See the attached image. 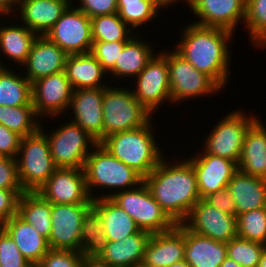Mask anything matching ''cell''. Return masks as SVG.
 <instances>
[{
  "label": "cell",
  "instance_id": "10",
  "mask_svg": "<svg viewBox=\"0 0 266 267\" xmlns=\"http://www.w3.org/2000/svg\"><path fill=\"white\" fill-rule=\"evenodd\" d=\"M166 52L172 104L222 90L211 77L198 71L175 50Z\"/></svg>",
  "mask_w": 266,
  "mask_h": 267
},
{
  "label": "cell",
  "instance_id": "39",
  "mask_svg": "<svg viewBox=\"0 0 266 267\" xmlns=\"http://www.w3.org/2000/svg\"><path fill=\"white\" fill-rule=\"evenodd\" d=\"M237 236L266 245V207L237 215Z\"/></svg>",
  "mask_w": 266,
  "mask_h": 267
},
{
  "label": "cell",
  "instance_id": "30",
  "mask_svg": "<svg viewBox=\"0 0 266 267\" xmlns=\"http://www.w3.org/2000/svg\"><path fill=\"white\" fill-rule=\"evenodd\" d=\"M153 47L142 41L140 37L133 36L127 41L124 48L120 52L114 69L109 73L114 77L126 78L137 76L147 65V63L153 58ZM114 76V77H113Z\"/></svg>",
  "mask_w": 266,
  "mask_h": 267
},
{
  "label": "cell",
  "instance_id": "5",
  "mask_svg": "<svg viewBox=\"0 0 266 267\" xmlns=\"http://www.w3.org/2000/svg\"><path fill=\"white\" fill-rule=\"evenodd\" d=\"M16 161L23 191L38 192L56 169L42 125L35 133L21 138Z\"/></svg>",
  "mask_w": 266,
  "mask_h": 267
},
{
  "label": "cell",
  "instance_id": "8",
  "mask_svg": "<svg viewBox=\"0 0 266 267\" xmlns=\"http://www.w3.org/2000/svg\"><path fill=\"white\" fill-rule=\"evenodd\" d=\"M66 122L53 133L46 134L53 163L56 168L83 169L91 153L89 147L95 146L97 141L75 122Z\"/></svg>",
  "mask_w": 266,
  "mask_h": 267
},
{
  "label": "cell",
  "instance_id": "22",
  "mask_svg": "<svg viewBox=\"0 0 266 267\" xmlns=\"http://www.w3.org/2000/svg\"><path fill=\"white\" fill-rule=\"evenodd\" d=\"M71 0H19L22 24L38 36L45 34L71 4Z\"/></svg>",
  "mask_w": 266,
  "mask_h": 267
},
{
  "label": "cell",
  "instance_id": "44",
  "mask_svg": "<svg viewBox=\"0 0 266 267\" xmlns=\"http://www.w3.org/2000/svg\"><path fill=\"white\" fill-rule=\"evenodd\" d=\"M0 189L23 190L18 178L16 159L0 157Z\"/></svg>",
  "mask_w": 266,
  "mask_h": 267
},
{
  "label": "cell",
  "instance_id": "51",
  "mask_svg": "<svg viewBox=\"0 0 266 267\" xmlns=\"http://www.w3.org/2000/svg\"><path fill=\"white\" fill-rule=\"evenodd\" d=\"M159 9L163 7H167L169 5L174 4L177 0H151ZM179 1V0H178ZM187 5L189 4V0H184Z\"/></svg>",
  "mask_w": 266,
  "mask_h": 267
},
{
  "label": "cell",
  "instance_id": "50",
  "mask_svg": "<svg viewBox=\"0 0 266 267\" xmlns=\"http://www.w3.org/2000/svg\"><path fill=\"white\" fill-rule=\"evenodd\" d=\"M18 3L19 0H0V11L6 16H8V14L10 16L14 8L16 6L18 7Z\"/></svg>",
  "mask_w": 266,
  "mask_h": 267
},
{
  "label": "cell",
  "instance_id": "41",
  "mask_svg": "<svg viewBox=\"0 0 266 267\" xmlns=\"http://www.w3.org/2000/svg\"><path fill=\"white\" fill-rule=\"evenodd\" d=\"M126 43L127 41H93L90 53L99 61L106 74H109Z\"/></svg>",
  "mask_w": 266,
  "mask_h": 267
},
{
  "label": "cell",
  "instance_id": "33",
  "mask_svg": "<svg viewBox=\"0 0 266 267\" xmlns=\"http://www.w3.org/2000/svg\"><path fill=\"white\" fill-rule=\"evenodd\" d=\"M0 62V106L33 105L31 82Z\"/></svg>",
  "mask_w": 266,
  "mask_h": 267
},
{
  "label": "cell",
  "instance_id": "54",
  "mask_svg": "<svg viewBox=\"0 0 266 267\" xmlns=\"http://www.w3.org/2000/svg\"><path fill=\"white\" fill-rule=\"evenodd\" d=\"M168 267H190L185 260L176 262Z\"/></svg>",
  "mask_w": 266,
  "mask_h": 267
},
{
  "label": "cell",
  "instance_id": "31",
  "mask_svg": "<svg viewBox=\"0 0 266 267\" xmlns=\"http://www.w3.org/2000/svg\"><path fill=\"white\" fill-rule=\"evenodd\" d=\"M17 214L42 237L49 240L52 228L51 203L37 192H24L18 201Z\"/></svg>",
  "mask_w": 266,
  "mask_h": 267
},
{
  "label": "cell",
  "instance_id": "35",
  "mask_svg": "<svg viewBox=\"0 0 266 267\" xmlns=\"http://www.w3.org/2000/svg\"><path fill=\"white\" fill-rule=\"evenodd\" d=\"M33 105L0 106V124L21 137L35 133L40 128Z\"/></svg>",
  "mask_w": 266,
  "mask_h": 267
},
{
  "label": "cell",
  "instance_id": "27",
  "mask_svg": "<svg viewBox=\"0 0 266 267\" xmlns=\"http://www.w3.org/2000/svg\"><path fill=\"white\" fill-rule=\"evenodd\" d=\"M227 187L236 205V216L266 207V179L245 174L238 169Z\"/></svg>",
  "mask_w": 266,
  "mask_h": 267
},
{
  "label": "cell",
  "instance_id": "2",
  "mask_svg": "<svg viewBox=\"0 0 266 267\" xmlns=\"http://www.w3.org/2000/svg\"><path fill=\"white\" fill-rule=\"evenodd\" d=\"M175 51L198 71L211 77L222 89L229 80L231 62L228 44L234 33L218 27L191 24L185 27ZM229 41V43H227Z\"/></svg>",
  "mask_w": 266,
  "mask_h": 267
},
{
  "label": "cell",
  "instance_id": "26",
  "mask_svg": "<svg viewBox=\"0 0 266 267\" xmlns=\"http://www.w3.org/2000/svg\"><path fill=\"white\" fill-rule=\"evenodd\" d=\"M1 227L12 237L17 248L31 264H38L50 250L48 240L18 214L4 222Z\"/></svg>",
  "mask_w": 266,
  "mask_h": 267
},
{
  "label": "cell",
  "instance_id": "14",
  "mask_svg": "<svg viewBox=\"0 0 266 267\" xmlns=\"http://www.w3.org/2000/svg\"><path fill=\"white\" fill-rule=\"evenodd\" d=\"M37 193L51 204H93L83 169L56 168Z\"/></svg>",
  "mask_w": 266,
  "mask_h": 267
},
{
  "label": "cell",
  "instance_id": "13",
  "mask_svg": "<svg viewBox=\"0 0 266 267\" xmlns=\"http://www.w3.org/2000/svg\"><path fill=\"white\" fill-rule=\"evenodd\" d=\"M72 93L73 88L65 71L39 78L31 83L32 104L38 118H56L68 112Z\"/></svg>",
  "mask_w": 266,
  "mask_h": 267
},
{
  "label": "cell",
  "instance_id": "42",
  "mask_svg": "<svg viewBox=\"0 0 266 267\" xmlns=\"http://www.w3.org/2000/svg\"><path fill=\"white\" fill-rule=\"evenodd\" d=\"M31 263L22 255L14 240L0 226V267H29Z\"/></svg>",
  "mask_w": 266,
  "mask_h": 267
},
{
  "label": "cell",
  "instance_id": "36",
  "mask_svg": "<svg viewBox=\"0 0 266 267\" xmlns=\"http://www.w3.org/2000/svg\"><path fill=\"white\" fill-rule=\"evenodd\" d=\"M93 41H128L132 29L119 17L118 13L90 18ZM131 33V35H129Z\"/></svg>",
  "mask_w": 266,
  "mask_h": 267
},
{
  "label": "cell",
  "instance_id": "20",
  "mask_svg": "<svg viewBox=\"0 0 266 267\" xmlns=\"http://www.w3.org/2000/svg\"><path fill=\"white\" fill-rule=\"evenodd\" d=\"M185 225L176 224L171 230L151 234L143 263L149 267H168L184 260Z\"/></svg>",
  "mask_w": 266,
  "mask_h": 267
},
{
  "label": "cell",
  "instance_id": "11",
  "mask_svg": "<svg viewBox=\"0 0 266 267\" xmlns=\"http://www.w3.org/2000/svg\"><path fill=\"white\" fill-rule=\"evenodd\" d=\"M45 36L68 55L89 53L92 48L90 18L72 4L68 6Z\"/></svg>",
  "mask_w": 266,
  "mask_h": 267
},
{
  "label": "cell",
  "instance_id": "47",
  "mask_svg": "<svg viewBox=\"0 0 266 267\" xmlns=\"http://www.w3.org/2000/svg\"><path fill=\"white\" fill-rule=\"evenodd\" d=\"M21 136L0 124V157L17 158Z\"/></svg>",
  "mask_w": 266,
  "mask_h": 267
},
{
  "label": "cell",
  "instance_id": "55",
  "mask_svg": "<svg viewBox=\"0 0 266 267\" xmlns=\"http://www.w3.org/2000/svg\"><path fill=\"white\" fill-rule=\"evenodd\" d=\"M134 267H149V266L145 265V264L142 262V263H138V264H136Z\"/></svg>",
  "mask_w": 266,
  "mask_h": 267
},
{
  "label": "cell",
  "instance_id": "34",
  "mask_svg": "<svg viewBox=\"0 0 266 267\" xmlns=\"http://www.w3.org/2000/svg\"><path fill=\"white\" fill-rule=\"evenodd\" d=\"M107 239L104 234L102 219L98 211L91 206L83 215L80 231V252L84 257H99Z\"/></svg>",
  "mask_w": 266,
  "mask_h": 267
},
{
  "label": "cell",
  "instance_id": "3",
  "mask_svg": "<svg viewBox=\"0 0 266 267\" xmlns=\"http://www.w3.org/2000/svg\"><path fill=\"white\" fill-rule=\"evenodd\" d=\"M151 120L143 127L113 133L100 144L145 179L164 157L155 140Z\"/></svg>",
  "mask_w": 266,
  "mask_h": 267
},
{
  "label": "cell",
  "instance_id": "38",
  "mask_svg": "<svg viewBox=\"0 0 266 267\" xmlns=\"http://www.w3.org/2000/svg\"><path fill=\"white\" fill-rule=\"evenodd\" d=\"M244 27L255 47H266V0H246Z\"/></svg>",
  "mask_w": 266,
  "mask_h": 267
},
{
  "label": "cell",
  "instance_id": "28",
  "mask_svg": "<svg viewBox=\"0 0 266 267\" xmlns=\"http://www.w3.org/2000/svg\"><path fill=\"white\" fill-rule=\"evenodd\" d=\"M64 71L73 90L107 86L101 83L106 71L90 52L68 55Z\"/></svg>",
  "mask_w": 266,
  "mask_h": 267
},
{
  "label": "cell",
  "instance_id": "24",
  "mask_svg": "<svg viewBox=\"0 0 266 267\" xmlns=\"http://www.w3.org/2000/svg\"><path fill=\"white\" fill-rule=\"evenodd\" d=\"M150 236V233L140 230L120 241H107L98 258L111 267H134L143 262Z\"/></svg>",
  "mask_w": 266,
  "mask_h": 267
},
{
  "label": "cell",
  "instance_id": "43",
  "mask_svg": "<svg viewBox=\"0 0 266 267\" xmlns=\"http://www.w3.org/2000/svg\"><path fill=\"white\" fill-rule=\"evenodd\" d=\"M83 255L73 250L50 249L37 264L39 267H80Z\"/></svg>",
  "mask_w": 266,
  "mask_h": 267
},
{
  "label": "cell",
  "instance_id": "53",
  "mask_svg": "<svg viewBox=\"0 0 266 267\" xmlns=\"http://www.w3.org/2000/svg\"><path fill=\"white\" fill-rule=\"evenodd\" d=\"M258 267H266V247L262 251Z\"/></svg>",
  "mask_w": 266,
  "mask_h": 267
},
{
  "label": "cell",
  "instance_id": "18",
  "mask_svg": "<svg viewBox=\"0 0 266 267\" xmlns=\"http://www.w3.org/2000/svg\"><path fill=\"white\" fill-rule=\"evenodd\" d=\"M194 156L188 160L196 174L200 198L227 187L238 170L237 163L227 158L200 153Z\"/></svg>",
  "mask_w": 266,
  "mask_h": 267
},
{
  "label": "cell",
  "instance_id": "37",
  "mask_svg": "<svg viewBox=\"0 0 266 267\" xmlns=\"http://www.w3.org/2000/svg\"><path fill=\"white\" fill-rule=\"evenodd\" d=\"M119 17L133 30L159 16V8L151 0H117Z\"/></svg>",
  "mask_w": 266,
  "mask_h": 267
},
{
  "label": "cell",
  "instance_id": "25",
  "mask_svg": "<svg viewBox=\"0 0 266 267\" xmlns=\"http://www.w3.org/2000/svg\"><path fill=\"white\" fill-rule=\"evenodd\" d=\"M226 257V243L194 233L185 226L184 260L190 267H220Z\"/></svg>",
  "mask_w": 266,
  "mask_h": 267
},
{
  "label": "cell",
  "instance_id": "57",
  "mask_svg": "<svg viewBox=\"0 0 266 267\" xmlns=\"http://www.w3.org/2000/svg\"><path fill=\"white\" fill-rule=\"evenodd\" d=\"M0 14H1L2 17L5 16L1 11H0ZM1 16H0V18H2ZM0 21H1V20H0ZM0 23H1V22H0Z\"/></svg>",
  "mask_w": 266,
  "mask_h": 267
},
{
  "label": "cell",
  "instance_id": "6",
  "mask_svg": "<svg viewBox=\"0 0 266 267\" xmlns=\"http://www.w3.org/2000/svg\"><path fill=\"white\" fill-rule=\"evenodd\" d=\"M105 86L102 101L103 139L113 133L143 127L152 114L133 95V90Z\"/></svg>",
  "mask_w": 266,
  "mask_h": 267
},
{
  "label": "cell",
  "instance_id": "15",
  "mask_svg": "<svg viewBox=\"0 0 266 267\" xmlns=\"http://www.w3.org/2000/svg\"><path fill=\"white\" fill-rule=\"evenodd\" d=\"M183 224L194 233L228 243L237 236V216L229 215L200 198Z\"/></svg>",
  "mask_w": 266,
  "mask_h": 267
},
{
  "label": "cell",
  "instance_id": "52",
  "mask_svg": "<svg viewBox=\"0 0 266 267\" xmlns=\"http://www.w3.org/2000/svg\"><path fill=\"white\" fill-rule=\"evenodd\" d=\"M220 267H242L238 263H236L233 259L228 256L225 258L224 262L220 265Z\"/></svg>",
  "mask_w": 266,
  "mask_h": 267
},
{
  "label": "cell",
  "instance_id": "45",
  "mask_svg": "<svg viewBox=\"0 0 266 267\" xmlns=\"http://www.w3.org/2000/svg\"><path fill=\"white\" fill-rule=\"evenodd\" d=\"M77 7L89 18L96 16L118 13L117 0H78Z\"/></svg>",
  "mask_w": 266,
  "mask_h": 267
},
{
  "label": "cell",
  "instance_id": "56",
  "mask_svg": "<svg viewBox=\"0 0 266 267\" xmlns=\"http://www.w3.org/2000/svg\"><path fill=\"white\" fill-rule=\"evenodd\" d=\"M29 267H39L37 264H31Z\"/></svg>",
  "mask_w": 266,
  "mask_h": 267
},
{
  "label": "cell",
  "instance_id": "46",
  "mask_svg": "<svg viewBox=\"0 0 266 267\" xmlns=\"http://www.w3.org/2000/svg\"><path fill=\"white\" fill-rule=\"evenodd\" d=\"M23 190L0 189V226L17 214L18 201Z\"/></svg>",
  "mask_w": 266,
  "mask_h": 267
},
{
  "label": "cell",
  "instance_id": "7",
  "mask_svg": "<svg viewBox=\"0 0 266 267\" xmlns=\"http://www.w3.org/2000/svg\"><path fill=\"white\" fill-rule=\"evenodd\" d=\"M110 198L142 231L157 234L171 230L176 225L156 202L144 181L135 188L115 192Z\"/></svg>",
  "mask_w": 266,
  "mask_h": 267
},
{
  "label": "cell",
  "instance_id": "16",
  "mask_svg": "<svg viewBox=\"0 0 266 267\" xmlns=\"http://www.w3.org/2000/svg\"><path fill=\"white\" fill-rule=\"evenodd\" d=\"M92 204H51L52 228L50 249L80 252V231L83 215Z\"/></svg>",
  "mask_w": 266,
  "mask_h": 267
},
{
  "label": "cell",
  "instance_id": "32",
  "mask_svg": "<svg viewBox=\"0 0 266 267\" xmlns=\"http://www.w3.org/2000/svg\"><path fill=\"white\" fill-rule=\"evenodd\" d=\"M9 26L4 27L0 23V50L3 51L4 56L9 57V60L11 59L22 66L26 62L32 44L38 35L24 25L11 24Z\"/></svg>",
  "mask_w": 266,
  "mask_h": 267
},
{
  "label": "cell",
  "instance_id": "12",
  "mask_svg": "<svg viewBox=\"0 0 266 267\" xmlns=\"http://www.w3.org/2000/svg\"><path fill=\"white\" fill-rule=\"evenodd\" d=\"M135 79L133 95L152 115L166 100L172 102L166 51L154 54Z\"/></svg>",
  "mask_w": 266,
  "mask_h": 267
},
{
  "label": "cell",
  "instance_id": "49",
  "mask_svg": "<svg viewBox=\"0 0 266 267\" xmlns=\"http://www.w3.org/2000/svg\"><path fill=\"white\" fill-rule=\"evenodd\" d=\"M80 267H111V266L101 261L98 257L83 256Z\"/></svg>",
  "mask_w": 266,
  "mask_h": 267
},
{
  "label": "cell",
  "instance_id": "29",
  "mask_svg": "<svg viewBox=\"0 0 266 267\" xmlns=\"http://www.w3.org/2000/svg\"><path fill=\"white\" fill-rule=\"evenodd\" d=\"M92 206L102 219L107 241H120L140 231L135 221L110 197L93 200Z\"/></svg>",
  "mask_w": 266,
  "mask_h": 267
},
{
  "label": "cell",
  "instance_id": "23",
  "mask_svg": "<svg viewBox=\"0 0 266 267\" xmlns=\"http://www.w3.org/2000/svg\"><path fill=\"white\" fill-rule=\"evenodd\" d=\"M258 119L244 138L238 169L248 175L266 179V126Z\"/></svg>",
  "mask_w": 266,
  "mask_h": 267
},
{
  "label": "cell",
  "instance_id": "48",
  "mask_svg": "<svg viewBox=\"0 0 266 267\" xmlns=\"http://www.w3.org/2000/svg\"><path fill=\"white\" fill-rule=\"evenodd\" d=\"M204 199L216 209L229 215L236 216V205L228 187L215 193H211Z\"/></svg>",
  "mask_w": 266,
  "mask_h": 267
},
{
  "label": "cell",
  "instance_id": "4",
  "mask_svg": "<svg viewBox=\"0 0 266 267\" xmlns=\"http://www.w3.org/2000/svg\"><path fill=\"white\" fill-rule=\"evenodd\" d=\"M83 170L87 189L92 200L111 197L115 193L114 189L117 190L116 192L119 189H121L120 191L132 189L144 181L138 173L114 157L100 143L92 147L91 153L86 158ZM98 187L107 189V191L111 188L112 193L101 196H96L95 194L94 196L92 190L93 188L97 190Z\"/></svg>",
  "mask_w": 266,
  "mask_h": 267
},
{
  "label": "cell",
  "instance_id": "17",
  "mask_svg": "<svg viewBox=\"0 0 266 267\" xmlns=\"http://www.w3.org/2000/svg\"><path fill=\"white\" fill-rule=\"evenodd\" d=\"M188 5L199 17L193 24L199 26L224 28L234 33L238 23L245 20L246 0H189Z\"/></svg>",
  "mask_w": 266,
  "mask_h": 267
},
{
  "label": "cell",
  "instance_id": "21",
  "mask_svg": "<svg viewBox=\"0 0 266 267\" xmlns=\"http://www.w3.org/2000/svg\"><path fill=\"white\" fill-rule=\"evenodd\" d=\"M68 54L46 36H38L23 66L31 83L39 78L64 71Z\"/></svg>",
  "mask_w": 266,
  "mask_h": 267
},
{
  "label": "cell",
  "instance_id": "9",
  "mask_svg": "<svg viewBox=\"0 0 266 267\" xmlns=\"http://www.w3.org/2000/svg\"><path fill=\"white\" fill-rule=\"evenodd\" d=\"M235 110L226 113L205 138L201 154H213L238 163L248 128L259 116L248 117L245 112Z\"/></svg>",
  "mask_w": 266,
  "mask_h": 267
},
{
  "label": "cell",
  "instance_id": "40",
  "mask_svg": "<svg viewBox=\"0 0 266 267\" xmlns=\"http://www.w3.org/2000/svg\"><path fill=\"white\" fill-rule=\"evenodd\" d=\"M226 245L227 256L242 267H258L262 251L266 247L265 244L239 236L231 239Z\"/></svg>",
  "mask_w": 266,
  "mask_h": 267
},
{
  "label": "cell",
  "instance_id": "1",
  "mask_svg": "<svg viewBox=\"0 0 266 267\" xmlns=\"http://www.w3.org/2000/svg\"><path fill=\"white\" fill-rule=\"evenodd\" d=\"M164 158L144 182L167 216L181 224L200 199L196 174L188 159L170 164Z\"/></svg>",
  "mask_w": 266,
  "mask_h": 267
},
{
  "label": "cell",
  "instance_id": "19",
  "mask_svg": "<svg viewBox=\"0 0 266 267\" xmlns=\"http://www.w3.org/2000/svg\"><path fill=\"white\" fill-rule=\"evenodd\" d=\"M103 88L75 89L70 109L74 113L72 122L78 124L97 143L103 140Z\"/></svg>",
  "mask_w": 266,
  "mask_h": 267
}]
</instances>
